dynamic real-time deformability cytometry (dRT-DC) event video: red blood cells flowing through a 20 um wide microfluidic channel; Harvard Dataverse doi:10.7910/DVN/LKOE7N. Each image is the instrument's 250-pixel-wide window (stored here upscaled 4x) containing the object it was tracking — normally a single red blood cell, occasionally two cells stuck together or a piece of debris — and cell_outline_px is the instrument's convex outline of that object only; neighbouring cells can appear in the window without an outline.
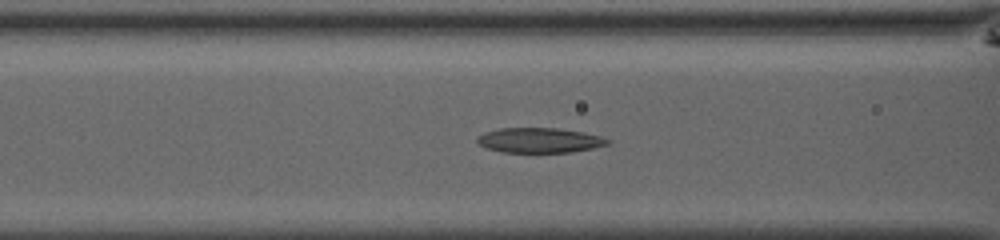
{"species": "common noctule bat (a hibernating species)", "species_latin": "Nyctalus noctula", "temperature_condition": "room temperature", "stored_images_in_passage": 28, "camera_frame_rate_fps": 3000, "um_per_image_px": 0.085, "animal": {"sex": "male", "body_mass_g": 13.0, "forearm_length_mm": 53.1}, "frame": {"image": 1, "passage_image": 6, "time_ms": 1.667, "image_size_px": [1000, 240], "cell_outline_px": [[612, 144], [572, 152], [504, 152], [488, 148], [480, 144], [476, 140], [484, 132], [500, 128], [556, 128], [584, 132], [600, 136], [612, 140]], "centroid_in_image_um": [45.93, 11.92], "position_along_channel_um": 120.7, "area_um2": 18.9}}
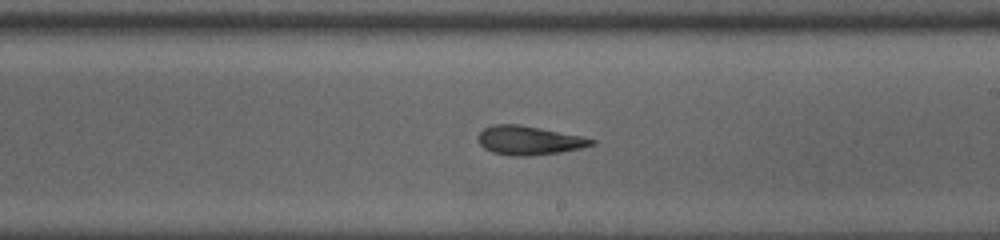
{"frame": {"image": 2, "passage_image": 15, "time_ms": 4.667, "image_size_px": [1000, 240], "cell_outline_px": [[596, 144], [580, 148], [560, 152], [528, 156], [512, 156], [492, 152], [484, 148], [476, 140], [476, 136], [484, 128], [492, 124], [520, 124], [584, 136], [596, 140]], "centroid_in_image_um": [44.95, 11.92], "position_along_channel_um": 244.0, "area_um2": 19.36}}
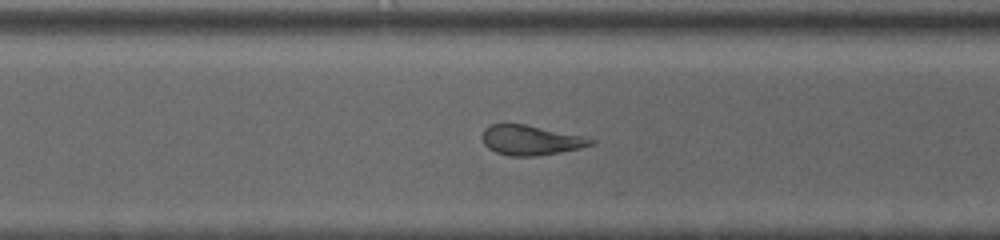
{"frame": {"image": 3, "passage_image": 21, "time_ms": 6.667, "image_size_px": [1000, 240], "cell_outline_px": [[596, 144], [580, 148], [560, 152], [536, 156], [508, 156], [496, 152], [488, 148], [484, 144], [480, 136], [484, 128], [492, 124], [528, 124], [580, 136], [596, 140]], "centroid_in_image_um": [45.07, 11.91], "position_along_channel_um": 325.5, "area_um2": 18.96}}